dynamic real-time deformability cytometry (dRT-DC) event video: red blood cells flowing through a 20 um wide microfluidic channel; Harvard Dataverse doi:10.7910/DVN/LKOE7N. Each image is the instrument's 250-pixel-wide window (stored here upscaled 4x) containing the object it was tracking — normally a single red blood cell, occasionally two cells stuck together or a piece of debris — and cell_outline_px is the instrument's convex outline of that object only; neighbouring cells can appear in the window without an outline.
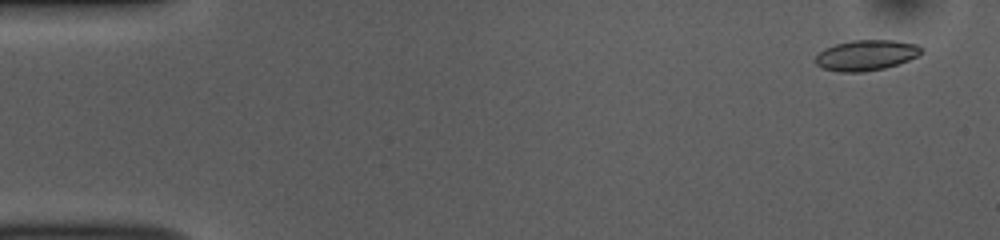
{"species": "common noctule bat (a hibernating species)", "species_latin": "Nyctalus noctula", "temperature_condition": "room temperature", "stored_images_in_passage": 52, "camera_frame_rate_fps": 3000, "um_per_image_px": 0.085, "animal": {"sex": "female", "body_mass_g": 10.0, "forearm_length_mm": 53.1}, "frame": {"image": 1, "passage_image": 3, "time_ms": 0.667, "image_size_px": [1000, 240], "cell_outline_px": [[924, 52], [908, 60], [884, 68], [864, 72], [840, 72], [824, 68], [816, 64], [816, 56], [824, 48], [836, 44], [852, 40], [892, 40], [916, 44], [924, 48]], "centroid_in_image_um": [73.64, 4.69], "position_along_channel_um": 11.4, "area_um2": 18.73}}
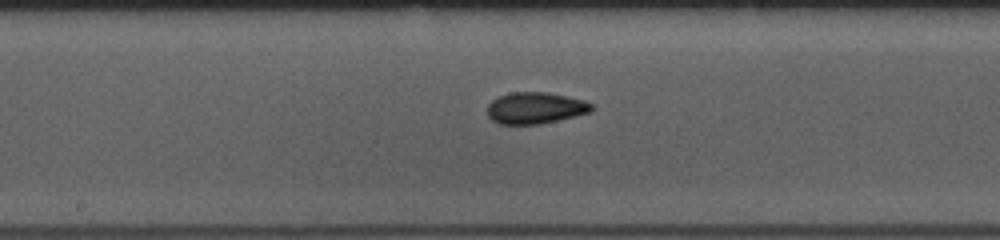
{"frame": {"image": 2, "passage_image": 27, "time_ms": 8.667, "image_size_px": [1000, 240], "cell_outline_px": [[592, 112], [540, 124], [500, 124], [492, 120], [488, 116], [488, 104], [492, 100], [500, 96], [512, 92], [548, 92], [584, 100], [592, 104]], "centroid_in_image_um": [45.5, 9.18], "position_along_channel_um": 202.7, "area_um2": 19.07}}
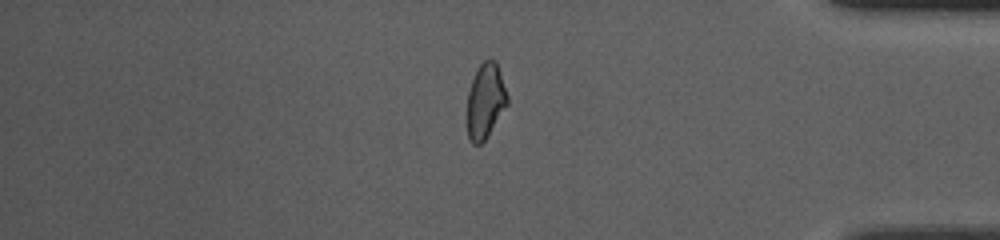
{"frame": {"image": 3, "passage_image": 44, "time_ms": 14.333, "image_size_px": [1000, 240], "cell_outline_px": [[508, 104], [484, 140], [480, 144], [472, 144], [468, 136], [468, 92], [472, 80], [480, 64], [484, 60], [496, 60], [508, 96]], "centroid_in_image_um": [41.27, 8.57], "position_along_channel_um": 393.9, "area_um2": 17.22}, "authors_computed_cell_mechanics": {"area_um2": 18.8717, "velocity_mm_per_s": 3.8639, "shape_relaxation_time_tau1_ms": 3.4697, "shape_relaxation_time_tau2_ms": 3.6669, "deformation_change_tau1": 0.1131, "deformation_change_tau2": 0.0807}}